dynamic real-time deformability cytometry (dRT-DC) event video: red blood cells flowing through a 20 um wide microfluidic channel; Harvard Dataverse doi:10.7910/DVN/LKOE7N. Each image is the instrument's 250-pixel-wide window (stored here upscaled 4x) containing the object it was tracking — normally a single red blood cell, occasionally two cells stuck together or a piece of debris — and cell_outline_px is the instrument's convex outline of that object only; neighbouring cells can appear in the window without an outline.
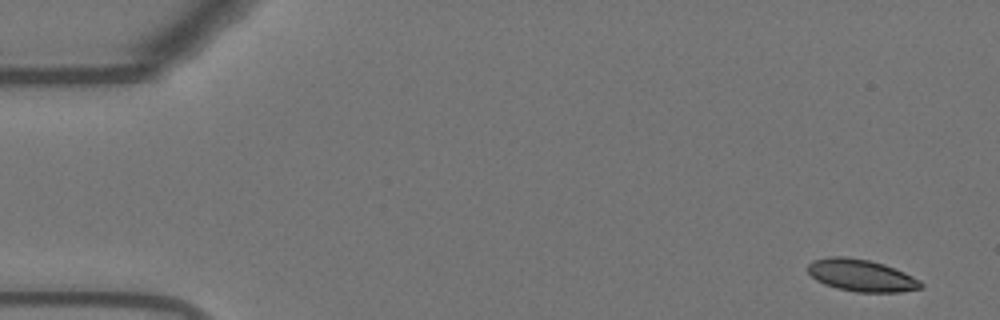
{"species": "Egyptian fruit bat (a non-hibernating species)", "species_latin": "Rousettus aegyptiacus", "temperature_condition": "warm", "stored_images_in_passage": 53, "camera_frame_rate_fps": 3000, "um_per_image_px": 0.085, "animal": {"sex": "female"}, "frame": {"image": 1, "passage_image": 1, "time_ms": 0.0, "image_size_px": [1000, 320], "cell_outline_px": [[924, 284], [920, 288], [900, 292], [856, 292], [836, 288], [824, 284], [816, 280], [808, 272], [808, 264], [812, 260], [828, 256], [844, 256], [868, 260], [884, 264], [904, 272], [920, 280]], "centroid_in_image_um": [73.19, 23.4], "position_along_channel_um": 11.8, "area_um2": 21.15}}
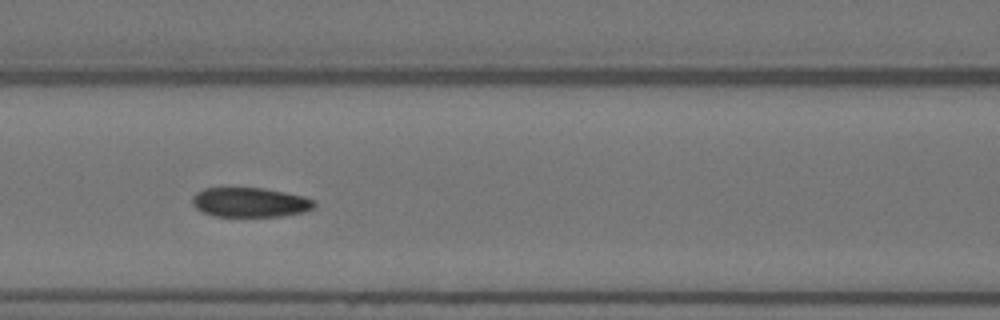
{"frame": {"image": 2, "passage_image": 22, "time_ms": 7.0, "image_size_px": [1000, 320], "cell_outline_px": [[316, 204], [312, 208], [304, 212], [280, 216], [212, 216], [196, 208], [192, 204], [192, 196], [196, 192], [204, 188], [264, 188], [304, 196], [312, 200]], "centroid_in_image_um": [21.22, 17.19], "position_along_channel_um": 145.4, "area_um2": 20.92}}
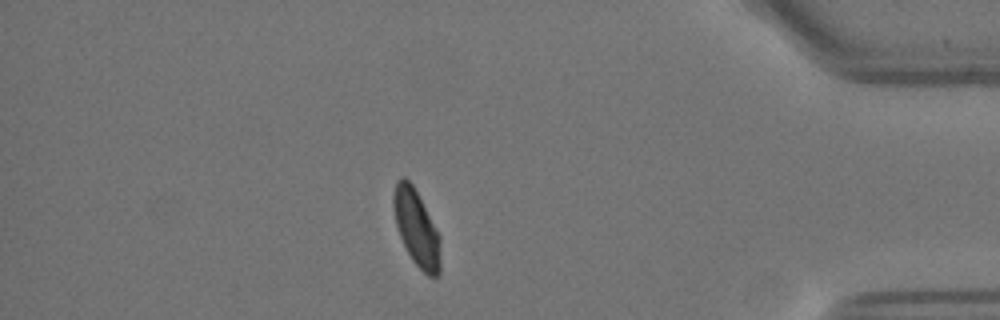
{"frame": {"image": 3, "passage_image": 46, "time_ms": 15.0, "image_size_px": [1000, 320], "cell_outline_px": [[440, 276], [428, 276], [412, 260], [400, 236], [396, 224], [392, 204], [392, 196], [396, 180], [404, 176], [412, 184], [440, 236]], "centroid_in_image_um": [35.39, 19.37], "position_along_channel_um": 399.8, "area_um2": 20.63}, "authors_computed_cell_mechanics": {"area_um2": 21.6172, "velocity_mm_per_s": 3.6739, "shape_relaxation_time_tau1_ms": 5.1771, "shape_relaxation_time_tau2_ms": 1.495, "deformation_change_tau1": 0.1381, "deformation_change_tau2": 0.0544}}